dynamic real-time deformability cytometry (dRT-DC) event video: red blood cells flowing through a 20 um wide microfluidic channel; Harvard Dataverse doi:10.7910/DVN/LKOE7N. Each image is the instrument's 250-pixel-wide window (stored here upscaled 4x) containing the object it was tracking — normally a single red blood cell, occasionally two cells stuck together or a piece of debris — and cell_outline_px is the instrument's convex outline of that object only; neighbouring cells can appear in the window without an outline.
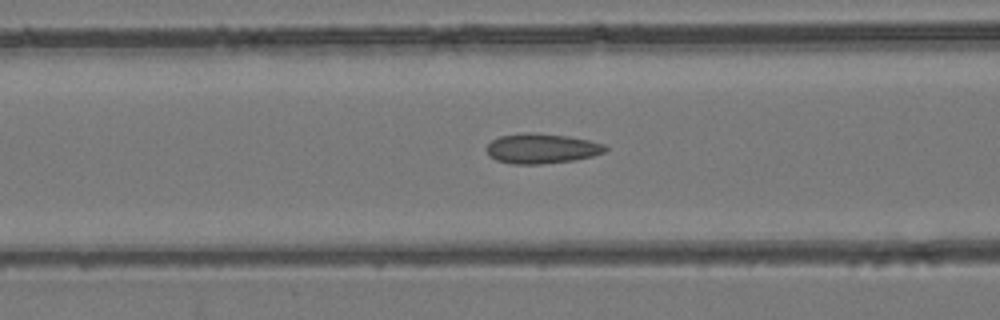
{"species": "common noctule bat (a hibernating species)", "species_latin": "Nyctalus noctula", "temperature_condition": "room temperature", "stored_images_in_passage": 43, "camera_frame_rate_fps": 3000, "um_per_image_px": 0.085, "animal": {"sex": "female", "body_mass_g": 24.6, "forearm_length_mm": 56.2}, "frame": {"image": 1, "passage_image": 19, "time_ms": 6.0, "image_size_px": [1000, 320], "cell_outline_px": [[608, 148], [604, 152], [592, 156], [572, 160], [540, 164], [512, 164], [496, 160], [488, 156], [484, 148], [492, 140], [500, 136], [524, 132], [532, 132], [568, 136], [588, 140], [604, 144]], "centroid_in_image_um": [45.98, 12.62], "position_along_channel_um": 120.6, "area_um2": 20.81}}
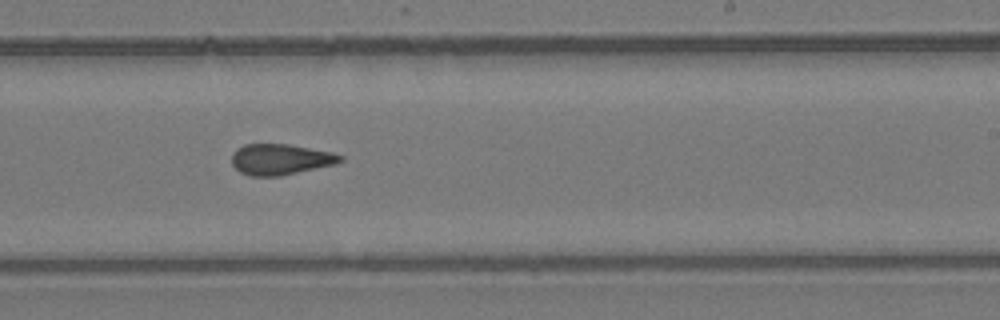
{"frame": {"image": 2, "passage_image": 29, "time_ms": 9.333, "image_size_px": [1000, 320], "cell_outline_px": [[344, 160], [336, 164], [280, 176], [252, 176], [240, 172], [232, 164], [232, 152], [236, 148], [244, 144], [288, 144], [332, 152], [344, 156]], "centroid_in_image_um": [23.84, 13.54], "position_along_channel_um": 265.2, "area_um2": 19.59}}
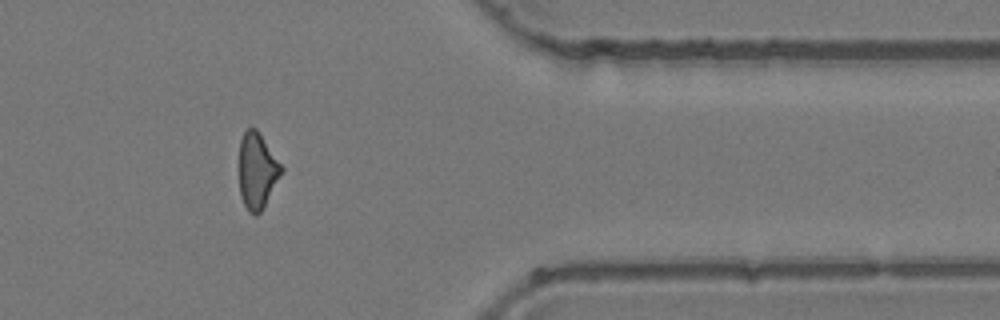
{"frame": {"image": 3, "passage_image": 39, "time_ms": 12.667, "image_size_px": [1000, 320], "cell_outline_px": [[284, 168], [260, 212], [256, 216], [248, 212], [240, 196], [240, 140], [244, 132], [248, 128], [256, 128]], "centroid_in_image_um": [21.84, 14.51], "position_along_channel_um": 389.6, "area_um2": 18.26}}